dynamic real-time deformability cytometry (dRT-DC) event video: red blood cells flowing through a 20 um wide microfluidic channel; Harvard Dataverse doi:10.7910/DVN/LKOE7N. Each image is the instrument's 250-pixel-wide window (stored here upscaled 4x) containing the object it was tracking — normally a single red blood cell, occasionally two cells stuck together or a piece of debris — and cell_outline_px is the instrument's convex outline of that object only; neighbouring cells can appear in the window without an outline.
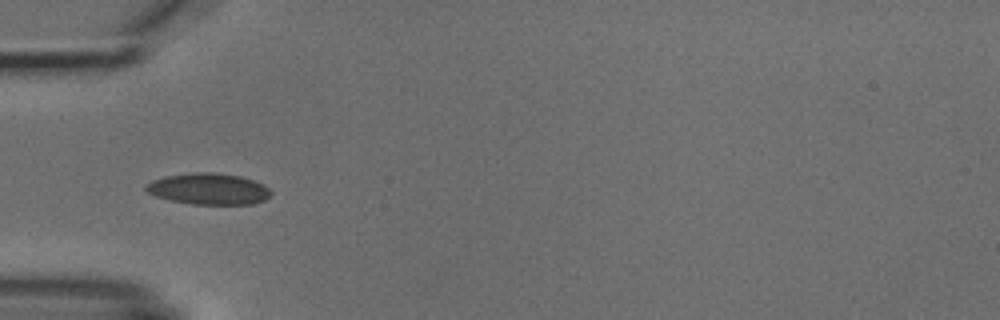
{"species": "common noctule bat (a hibernating species)", "species_latin": "Nyctalus noctula", "temperature_condition": "cold", "stored_images_in_passage": 8, "camera_frame_rate_fps": 3000, "um_per_image_px": 0.085, "animal": {"sex": "male", "body_mass_g": 18.8}, "frame": {"image": 1, "passage_image": 5, "time_ms": 4.667, "image_size_px": [1000, 320], "cell_outline_px": [[272, 192], [264, 200], [252, 204], [192, 204], [168, 200], [156, 196], [148, 192], [144, 188], [152, 180], [168, 176], [196, 172], [212, 172], [240, 176], [264, 184]], "centroid_in_image_um": [17.74, 16.06], "position_along_channel_um": 67.3, "area_um2": 22.6}}
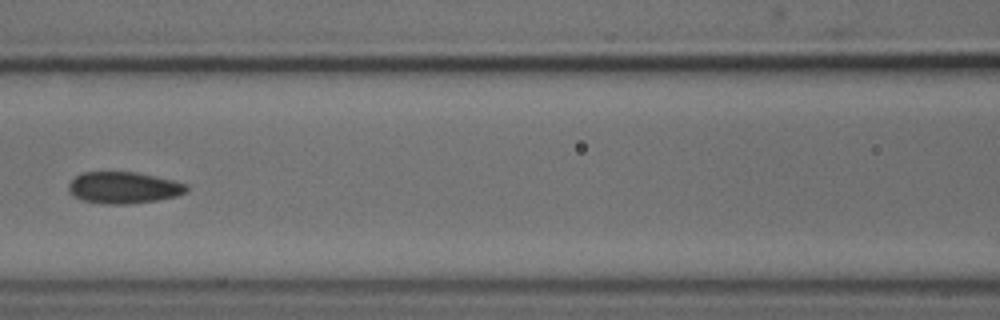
{"frame": {"image": 2, "passage_image": 7, "time_ms": 7.0, "image_size_px": [1000, 320], "cell_outline_px": [[188, 192], [176, 196], [156, 200], [128, 204], [104, 204], [84, 200], [72, 196], [68, 192], [68, 184], [76, 176], [84, 172], [136, 172], [156, 176], [188, 184]], "centroid_in_image_um": [10.51, 15.95], "position_along_channel_um": 156.1, "area_um2": 21.79}}
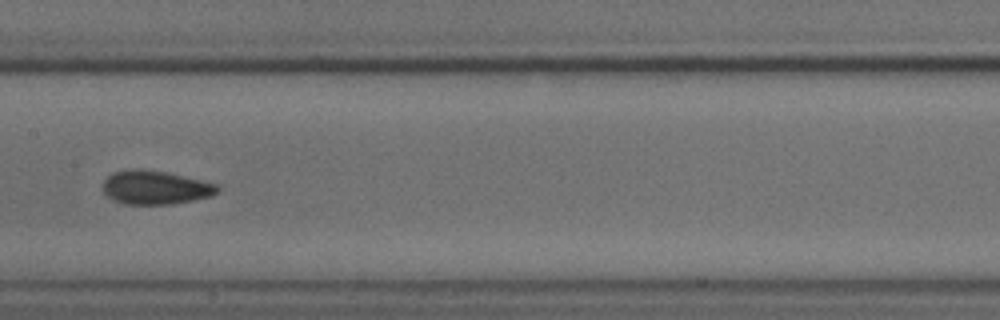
{"frame": {"image": 3, "passage_image": 8, "time_ms": 8.0, "image_size_px": [1000, 320], "cell_outline_px": [[220, 188], [212, 196], [172, 204], [124, 204], [108, 196], [104, 192], [104, 180], [112, 172], [136, 168], [168, 172], [216, 184]], "centroid_in_image_um": [13.2, 15.93], "position_along_channel_um": 194.2, "area_um2": 22.31}}